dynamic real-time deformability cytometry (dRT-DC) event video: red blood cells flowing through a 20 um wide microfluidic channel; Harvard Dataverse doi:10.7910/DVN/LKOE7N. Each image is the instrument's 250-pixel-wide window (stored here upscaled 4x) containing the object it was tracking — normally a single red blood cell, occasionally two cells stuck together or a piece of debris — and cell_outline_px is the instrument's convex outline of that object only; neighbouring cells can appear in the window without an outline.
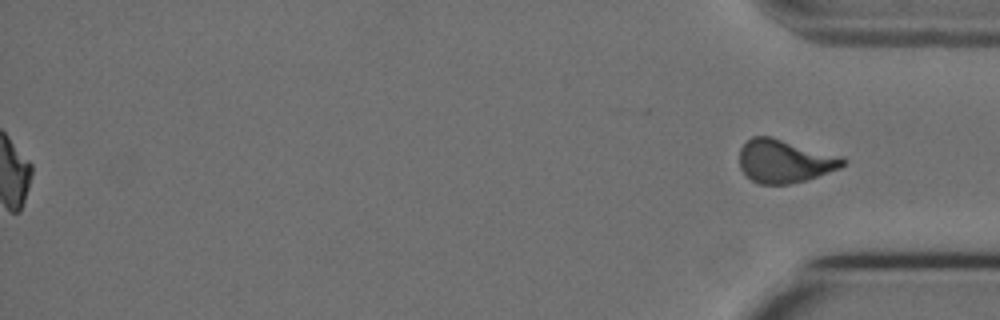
{"species": "Egyptian fruit bat (a non-hibernating species)", "species_latin": "Rousettus aegyptiacus", "temperature_condition": "cold", "stored_images_in_passage": 55, "segment_of_instrument_passage": [2, 2], "camera_frame_rate_fps": 3000, "um_per_image_px": 0.085, "animal": {"sex": "female"}, "frame": {"image": 1, "passage_image": 55, "time_ms": 18.0, "image_size_px": [1000, 320], "cell_outline_px": [[848, 160], [840, 168], [808, 180], [788, 184], [760, 184], [752, 180], [740, 168], [740, 148], [752, 136], [772, 136], [844, 156]], "centroid_in_image_um": [66.74, 13.68], "position_along_channel_um": 368.5, "area_um2": 26.36}}